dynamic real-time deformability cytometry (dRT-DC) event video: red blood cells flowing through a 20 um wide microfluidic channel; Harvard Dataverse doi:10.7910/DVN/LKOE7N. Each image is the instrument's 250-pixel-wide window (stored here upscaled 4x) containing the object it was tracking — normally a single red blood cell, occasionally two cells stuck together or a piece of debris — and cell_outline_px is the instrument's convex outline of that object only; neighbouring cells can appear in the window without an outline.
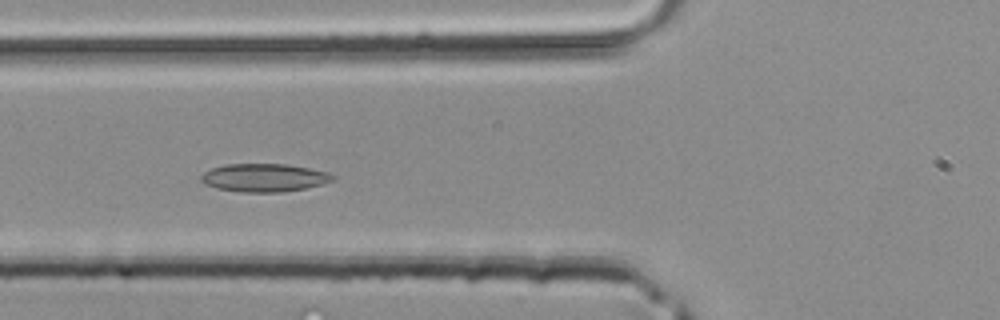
{"species": "common noctule bat (a hibernating species)", "species_latin": "Nyctalus noctula", "temperature_condition": "room temperature", "stored_images_in_passage": 37, "camera_frame_rate_fps": 3000, "um_per_image_px": 0.085, "animal": {"sex": "male", "body_mass_g": 20.4}, "frame": {"image": 1, "passage_image": 10, "time_ms": 3.0, "image_size_px": [1000, 320], "cell_outline_px": [[336, 176], [332, 180], [320, 184], [304, 188], [280, 192], [240, 192], [216, 188], [204, 184], [200, 180], [200, 176], [204, 172], [212, 168], [224, 164], [288, 164], [328, 172]], "centroid_in_image_um": [22.4, 15.1], "position_along_channel_um": 103.4, "area_um2": 21.5}}
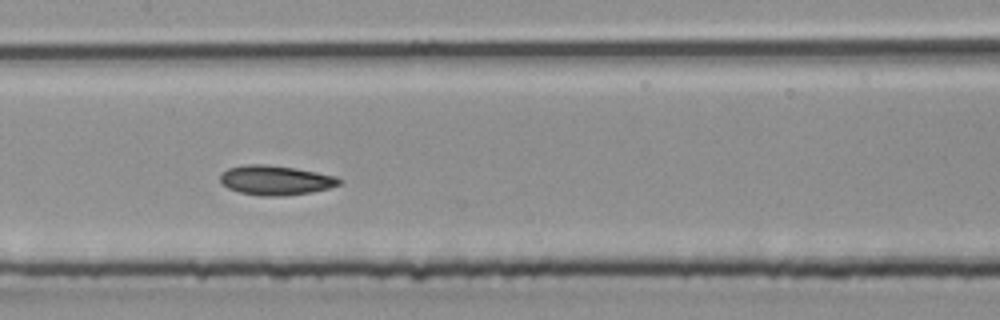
{"frame": {"image": 2, "passage_image": 15, "time_ms": 4.667, "image_size_px": [1000, 320], "cell_outline_px": [[344, 180], [340, 184], [328, 188], [312, 192], [284, 196], [260, 196], [240, 192], [228, 188], [220, 180], [220, 172], [228, 168], [244, 164], [264, 164], [296, 168], [336, 176]], "centroid_in_image_um": [23.42, 15.31], "position_along_channel_um": 184.0, "area_um2": 20.63}}
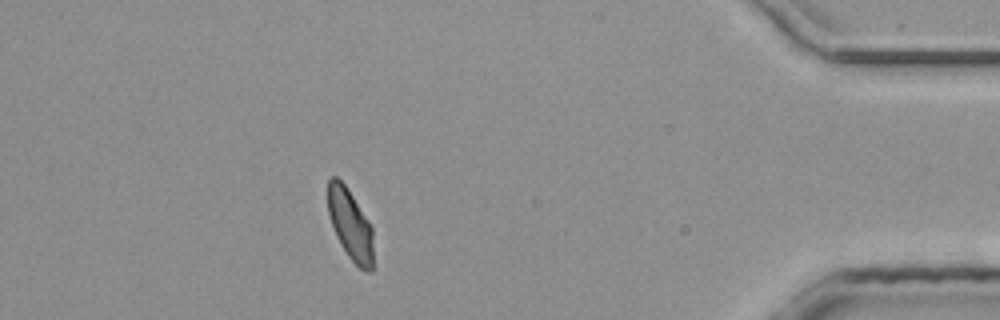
{"frame": {"image": 3, "passage_image": 32, "time_ms": 10.333, "image_size_px": [1000, 320], "cell_outline_px": [[372, 272], [364, 272], [348, 256], [340, 244], [336, 236], [328, 212], [328, 180], [332, 176], [336, 176], [344, 184], [352, 196], [372, 228]], "centroid_in_image_um": [29.76, 19.11], "position_along_channel_um": 405.4, "area_um2": 18.32}}